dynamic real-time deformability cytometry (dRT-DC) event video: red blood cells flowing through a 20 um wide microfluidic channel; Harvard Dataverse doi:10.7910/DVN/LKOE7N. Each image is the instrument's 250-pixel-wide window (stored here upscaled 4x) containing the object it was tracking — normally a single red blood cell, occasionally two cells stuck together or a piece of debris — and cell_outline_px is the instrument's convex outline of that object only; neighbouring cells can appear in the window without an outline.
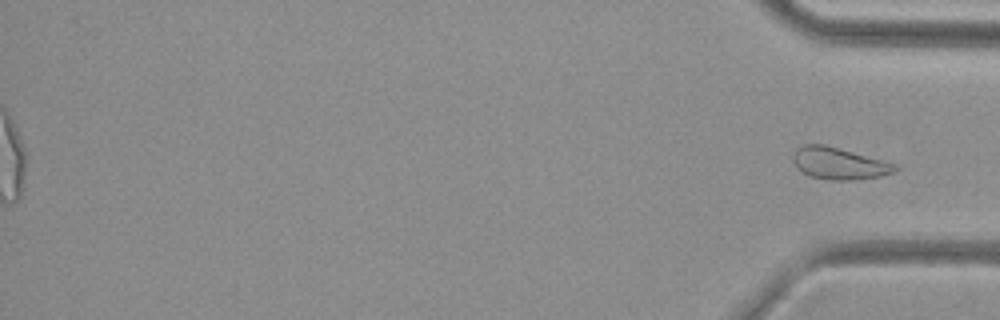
{"species": "common noctule bat (a hibernating species)", "species_latin": "Nyctalus noctula", "temperature_condition": "cold", "stored_images_in_passage": 36, "segment_of_instrument_passage": [2, 2], "camera_frame_rate_fps": 3000, "um_per_image_px": 0.085, "animal": {"sex": "female", "body_mass_g": 29.2, "forearm_length_mm": 56.3}, "frame": {"image": 1, "passage_image": 36, "time_ms": 11.667, "image_size_px": [1000, 320], "cell_outline_px": [[900, 168], [896, 172], [880, 176], [852, 180], [828, 180], [808, 176], [800, 172], [796, 168], [792, 160], [792, 156], [796, 148], [804, 144], [824, 144], [896, 164]], "centroid_in_image_um": [71.27, 13.9], "position_along_channel_um": 363.9, "area_um2": 19.13}}